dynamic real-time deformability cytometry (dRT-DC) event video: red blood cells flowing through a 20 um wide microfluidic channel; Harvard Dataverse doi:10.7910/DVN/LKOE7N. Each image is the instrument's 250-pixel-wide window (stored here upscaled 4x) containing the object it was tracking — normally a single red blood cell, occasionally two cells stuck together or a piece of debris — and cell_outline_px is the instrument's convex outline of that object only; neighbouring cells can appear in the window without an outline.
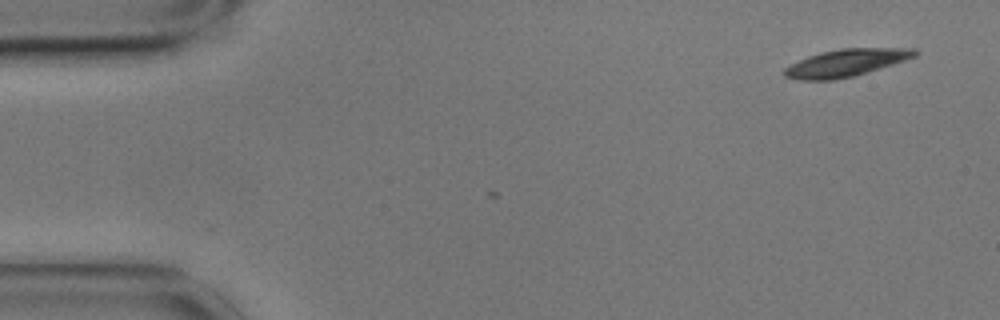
{"species": "common noctule bat (a hibernating species)", "species_latin": "Nyctalus noctula", "temperature_condition": "cold", "stored_images_in_passage": 3, "camera_frame_rate_fps": 3000, "um_per_image_px": 0.085, "animal": {"sex": "male", "body_mass_g": 17.9}, "frame": {"image": 1, "passage_image": 1, "time_ms": 0.0, "image_size_px": [1000, 320], "cell_outline_px": [[920, 52], [916, 56], [892, 64], [852, 76], [832, 80], [800, 80], [784, 76], [780, 72], [784, 68], [808, 56], [820, 52], [840, 48], [916, 48]], "centroid_in_image_um": [71.88, 5.33], "position_along_channel_um": 13.1, "area_um2": 20.63}}